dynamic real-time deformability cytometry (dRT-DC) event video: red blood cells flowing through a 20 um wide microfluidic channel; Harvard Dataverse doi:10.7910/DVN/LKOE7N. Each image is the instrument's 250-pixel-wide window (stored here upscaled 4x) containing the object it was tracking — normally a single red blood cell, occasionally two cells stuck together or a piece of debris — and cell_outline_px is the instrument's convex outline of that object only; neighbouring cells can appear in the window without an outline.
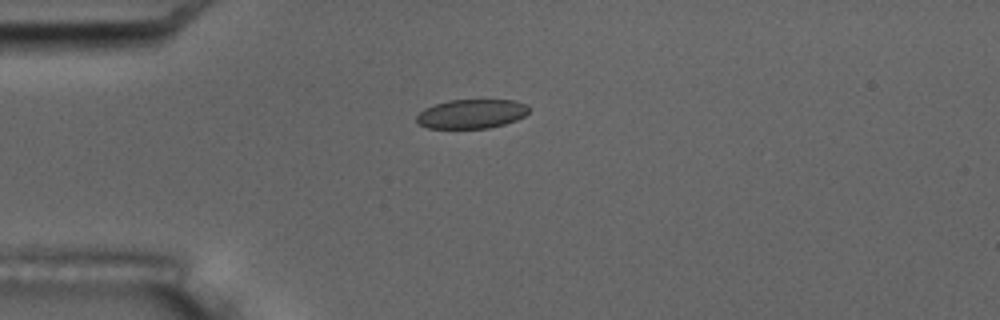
{"species": "common noctule bat (a hibernating species)", "species_latin": "Nyctalus noctula", "temperature_condition": "room temperature", "stored_images_in_passage": 3, "camera_frame_rate_fps": 3000, "um_per_image_px": 0.085, "animal": {"sex": "male", "body_mass_g": 17.5, "forearm_length_mm": 52.3}, "frame": {"image": 1, "passage_image": 1, "time_ms": 0.0, "image_size_px": [1000, 320], "cell_outline_px": [[528, 112], [524, 116], [516, 120], [504, 124], [488, 128], [428, 128], [420, 124], [416, 120], [416, 116], [424, 108], [448, 100], [516, 100], [524, 104], [528, 108]], "centroid_in_image_um": [40.07, 9.68], "position_along_channel_um": 44.9, "area_um2": 18.96}}